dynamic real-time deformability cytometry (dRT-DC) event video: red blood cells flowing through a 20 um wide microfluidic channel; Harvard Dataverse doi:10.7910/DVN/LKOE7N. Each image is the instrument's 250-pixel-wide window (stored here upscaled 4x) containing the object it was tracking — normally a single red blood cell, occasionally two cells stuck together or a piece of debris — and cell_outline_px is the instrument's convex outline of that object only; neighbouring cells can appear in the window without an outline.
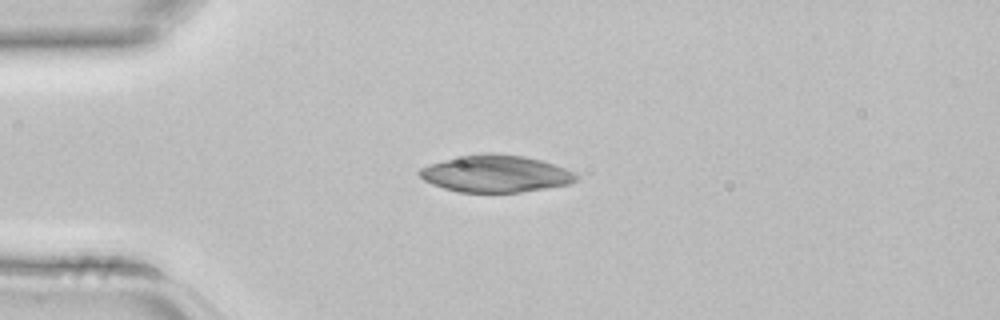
{"species": "common noctule bat (a hibernating species)", "species_latin": "Nyctalus noctula", "temperature_condition": "room temperature", "stored_images_in_passage": 3, "camera_frame_rate_fps": 3000, "um_per_image_px": 0.085, "animal": {"sex": "female", "body_mass_g": 22.7, "forearm_length_mm": 54.2}, "frame": {"image": 1, "passage_image": 3, "time_ms": 0.667, "image_size_px": [1000, 320], "cell_outline_px": [[580, 176], [572, 184], [520, 192], [460, 192], [444, 188], [432, 184], [424, 180], [416, 172], [420, 168], [428, 164], [460, 156], [484, 152], [492, 152], [524, 156], [540, 160], [564, 168]], "centroid_in_image_um": [42.12, 14.76], "position_along_channel_um": 42.9, "area_um2": 33.87}}